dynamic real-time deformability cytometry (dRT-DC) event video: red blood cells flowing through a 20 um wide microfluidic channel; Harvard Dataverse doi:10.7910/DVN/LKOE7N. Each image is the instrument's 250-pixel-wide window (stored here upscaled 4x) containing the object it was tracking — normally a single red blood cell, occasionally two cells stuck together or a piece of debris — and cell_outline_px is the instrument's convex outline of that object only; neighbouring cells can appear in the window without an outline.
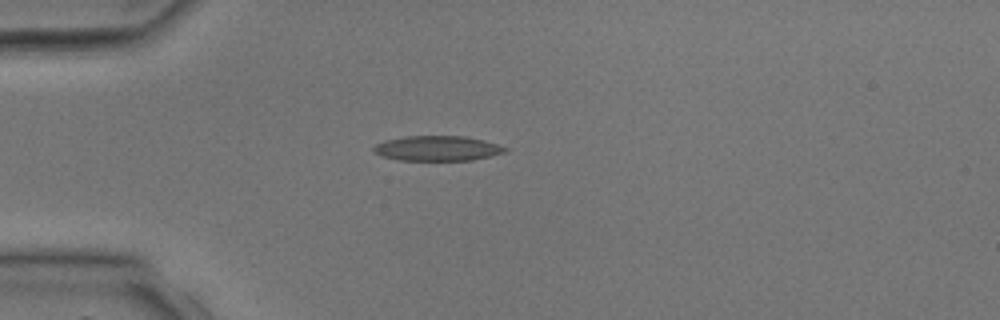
{"species": "common noctule bat (a hibernating species)", "species_latin": "Nyctalus noctula", "temperature_condition": "room temperature", "stored_images_in_passage": 1, "camera_frame_rate_fps": 3000, "um_per_image_px": 0.085, "animal": {"sex": "male", "body_mass_g": 17.9, "forearm_length_mm": 54.2}, "frame": {"image": 1, "passage_image": 1, "time_ms": 0.0, "image_size_px": [1000, 320], "cell_outline_px": [[508, 148], [504, 152], [472, 160], [400, 160], [380, 156], [372, 152], [372, 148], [376, 144], [384, 140], [404, 136], [464, 136], [484, 140]], "centroid_in_image_um": [37.1, 12.6], "position_along_channel_um": 47.9, "area_um2": 19.13}}